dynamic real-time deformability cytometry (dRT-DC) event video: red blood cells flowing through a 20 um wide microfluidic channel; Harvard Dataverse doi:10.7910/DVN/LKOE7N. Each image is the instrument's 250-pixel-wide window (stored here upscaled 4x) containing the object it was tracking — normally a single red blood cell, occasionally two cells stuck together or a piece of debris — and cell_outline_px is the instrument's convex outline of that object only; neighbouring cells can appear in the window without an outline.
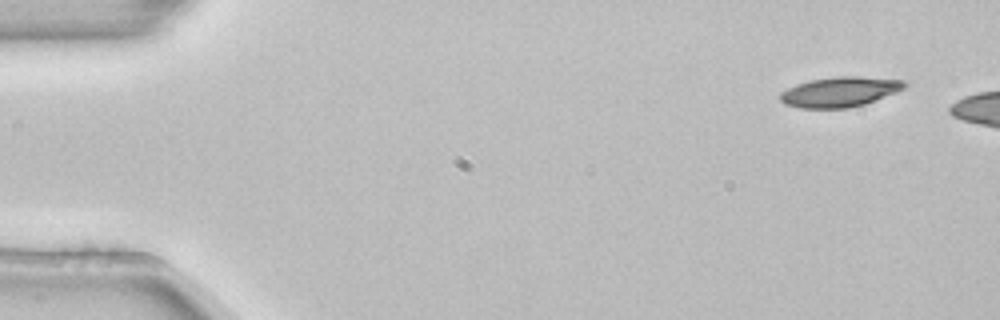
{"species": "common noctule bat (a hibernating species)", "species_latin": "Nyctalus noctula", "temperature_condition": "room temperature", "stored_images_in_passage": 3, "camera_frame_rate_fps": 3000, "um_per_image_px": 0.085, "animal": {"sex": "female", "body_mass_g": 22.7, "forearm_length_mm": 54.2}, "frame": {"image": 1, "passage_image": 1, "time_ms": 0.0, "image_size_px": [1000, 320], "cell_outline_px": [[908, 84], [904, 88], [896, 92], [876, 100], [864, 104], [848, 108], [800, 108], [784, 104], [780, 100], [780, 92], [796, 84], [812, 80], [836, 76], [860, 76], [904, 80]], "centroid_in_image_um": [71.39, 7.8], "position_along_channel_um": 13.6, "area_um2": 21.79}}